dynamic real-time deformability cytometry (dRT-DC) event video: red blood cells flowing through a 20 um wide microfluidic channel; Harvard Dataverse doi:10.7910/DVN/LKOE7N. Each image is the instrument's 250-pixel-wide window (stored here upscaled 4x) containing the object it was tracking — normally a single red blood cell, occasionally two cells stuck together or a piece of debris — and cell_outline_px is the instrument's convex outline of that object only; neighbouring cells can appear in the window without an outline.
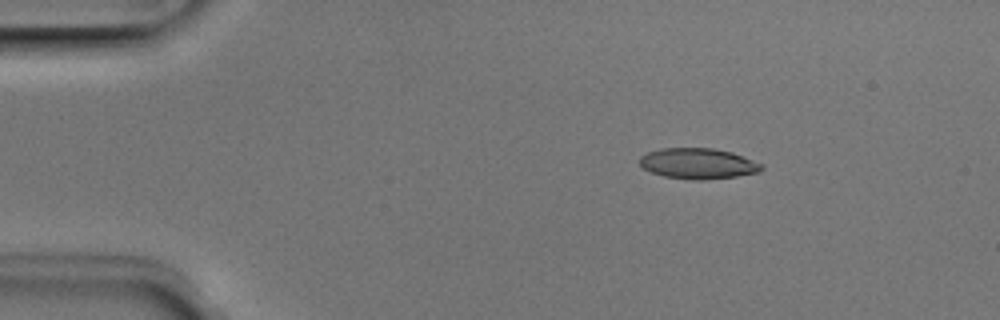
{"species": "Egyptian fruit bat (a non-hibernating species)", "species_latin": "Rousettus aegyptiacus", "temperature_condition": "room temperature", "stored_images_in_passage": 4, "camera_frame_rate_fps": 3000, "um_per_image_px": 0.085, "animal": {"sex": "male"}, "frame": {"image": 1, "passage_image": 2, "time_ms": 0.333, "image_size_px": [1000, 320], "cell_outline_px": [[764, 168], [760, 172], [736, 176], [704, 180], [692, 180], [664, 176], [652, 172], [644, 168], [640, 164], [640, 156], [648, 152], [660, 148], [712, 148], [732, 152], [764, 164]], "centroid_in_image_um": [59.36, 13.9], "position_along_channel_um": 25.6, "area_um2": 21.85}}
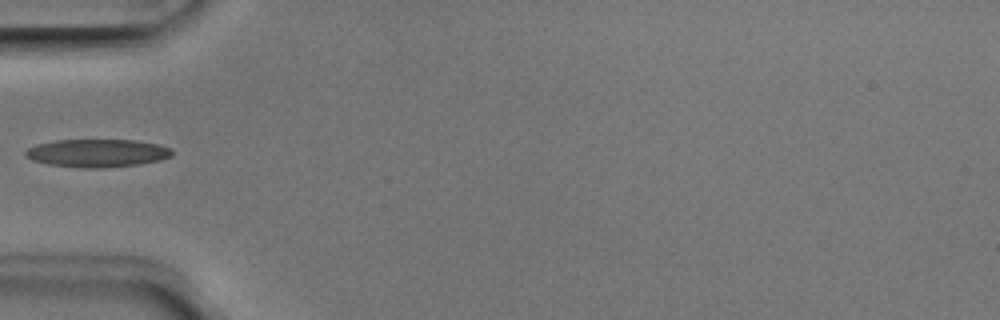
{"frame": {"image": 2, "passage_image": 4, "time_ms": 1.0, "image_size_px": [1000, 320], "cell_outline_px": [[172, 156], [160, 160], [140, 164], [100, 168], [84, 168], [48, 164], [32, 160], [24, 156], [24, 152], [28, 148], [36, 144], [56, 140], [136, 140], [160, 144], [172, 148]], "centroid_in_image_um": [8.28, 13.01], "position_along_channel_um": 76.7, "area_um2": 24.04}}